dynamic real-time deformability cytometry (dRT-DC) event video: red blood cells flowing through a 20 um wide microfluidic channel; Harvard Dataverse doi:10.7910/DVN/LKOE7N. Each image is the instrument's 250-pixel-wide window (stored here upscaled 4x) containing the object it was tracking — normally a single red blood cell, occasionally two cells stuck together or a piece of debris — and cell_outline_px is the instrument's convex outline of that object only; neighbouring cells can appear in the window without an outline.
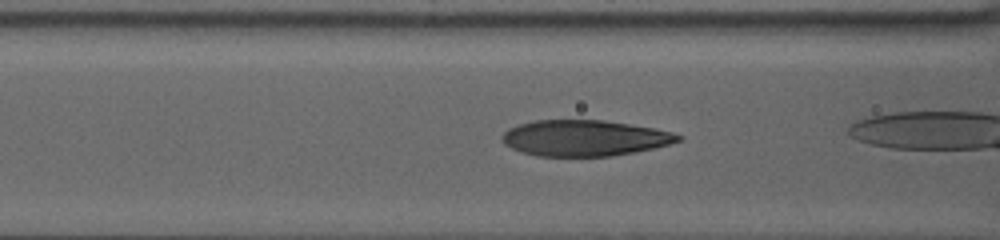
{"species": "human", "species_latin": "Homo sapiens", "temperature_condition": "warm", "stored_images_in_passage": 36, "camera_frame_rate_fps": 3000, "um_per_image_px": 0.085, "donor": {"sex": "female"}, "frame": {"image": 1, "passage_image": 5, "time_ms": 1.333, "image_size_px": [1000, 240], "cell_outline_px": [[684, 136], [680, 140], [668, 144], [636, 152], [612, 156], [536, 156], [520, 152], [504, 144], [500, 140], [500, 136], [508, 128], [516, 124], [536, 120], [600, 120], [656, 128], [672, 132]], "centroid_in_image_um": [49.63, 11.73], "position_along_channel_um": 117.0, "area_um2": 37.05}}
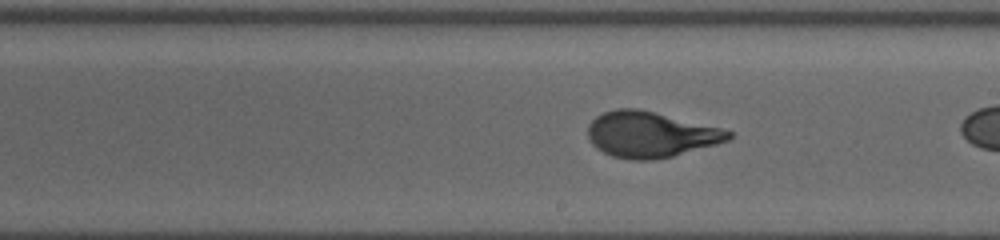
{"frame": {"image": 2, "passage_image": 18, "time_ms": 5.667, "image_size_px": [1000, 240], "cell_outline_px": [[732, 136], [728, 140], [716, 144], [672, 156], [652, 160], [632, 160], [612, 156], [596, 148], [588, 140], [588, 124], [596, 116], [604, 112], [616, 108], [636, 108], [720, 128], [732, 132]], "centroid_in_image_um": [55.23, 11.44], "position_along_channel_um": 233.8, "area_um2": 37.11}}
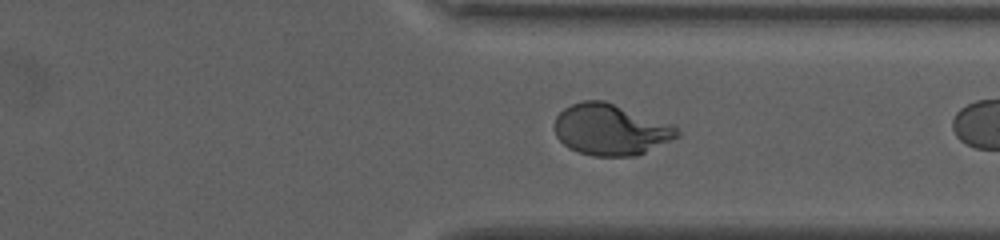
{"frame": {"image": 3, "passage_image": 32, "time_ms": 10.333, "image_size_px": [1000, 240], "cell_outline_px": [[680, 136], [636, 156], [592, 156], [568, 148], [556, 136], [556, 116], [564, 108], [572, 104], [584, 100], [604, 100], [672, 124], [680, 132]], "centroid_in_image_um": [51.91, 11.02], "position_along_channel_um": 359.5, "area_um2": 36.36}}